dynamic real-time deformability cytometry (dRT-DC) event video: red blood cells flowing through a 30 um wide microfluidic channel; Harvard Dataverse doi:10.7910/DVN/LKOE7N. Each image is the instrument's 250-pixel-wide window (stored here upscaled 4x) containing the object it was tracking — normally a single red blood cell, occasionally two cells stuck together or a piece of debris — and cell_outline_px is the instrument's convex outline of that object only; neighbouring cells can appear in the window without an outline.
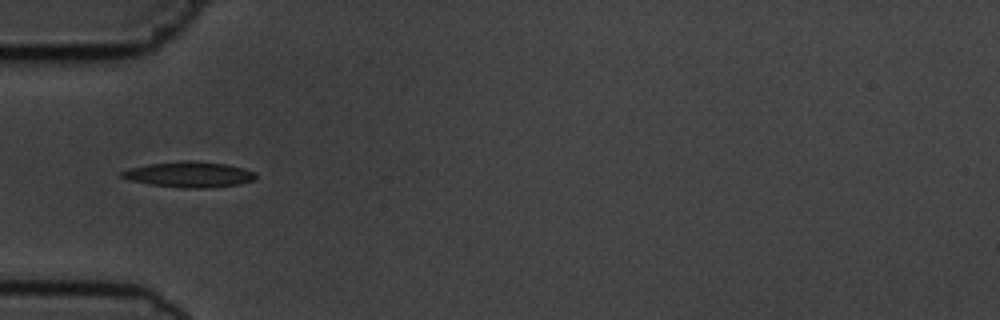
{"species": "common noctule bat (a hibernating species)", "species_latin": "Nyctalus noctula", "temperature_condition": "cold", "stored_images_in_passage": 10, "camera_frame_rate_fps": 3000, "um_per_image_px": 0.085, "animal": {"sex": "male", "body_mass_g": 19.5, "forearm_length_mm": 54.6}, "frame": {"image": 1, "passage_image": 5, "time_ms": 5.333, "image_size_px": [1000, 320], "cell_outline_px": [[256, 180], [240, 184], [204, 188], [184, 188], [148, 184], [128, 180], [120, 176], [120, 172], [128, 168], [148, 164], [184, 160], [188, 160], [228, 164], [244, 168], [256, 172]], "centroid_in_image_um": [16.09, 14.83], "position_along_channel_um": 68.9, "area_um2": 20.23}}
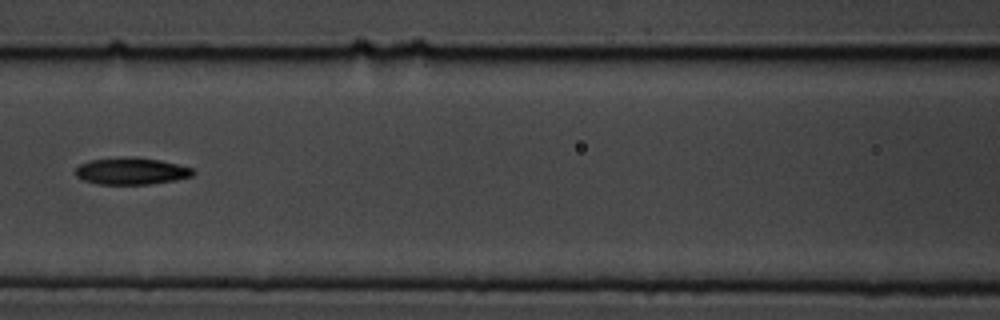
{"frame": {"image": 2, "passage_image": 7, "time_ms": 7.667, "image_size_px": [1000, 320], "cell_outline_px": [[196, 172], [192, 176], [176, 180], [148, 184], [100, 184], [84, 180], [76, 176], [76, 168], [80, 164], [88, 160], [132, 156], [160, 160], [192, 168]], "centroid_in_image_um": [11.17, 14.53], "position_along_channel_um": 155.4, "area_um2": 18.38}}
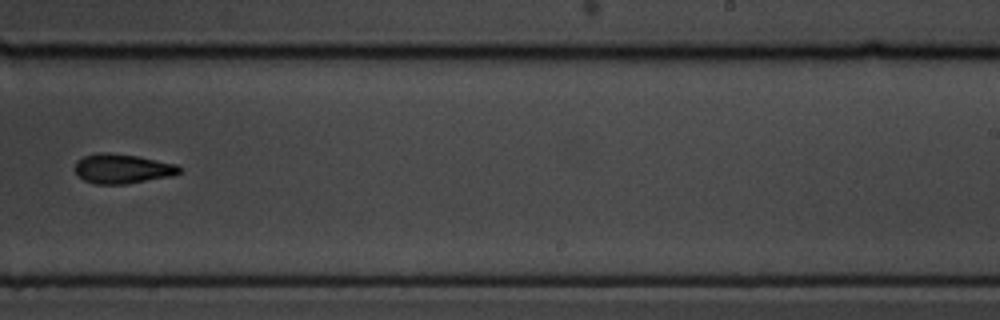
{"frame": {"image": 3, "passage_image": 10, "time_ms": 11.0, "image_size_px": [1000, 320], "cell_outline_px": [[180, 172], [172, 176], [124, 184], [92, 184], [84, 180], [76, 172], [76, 160], [84, 156], [96, 152], [108, 152], [136, 156], [176, 164], [180, 168]], "centroid_in_image_um": [10.37, 14.34], "position_along_channel_um": 278.6, "area_um2": 17.86}}